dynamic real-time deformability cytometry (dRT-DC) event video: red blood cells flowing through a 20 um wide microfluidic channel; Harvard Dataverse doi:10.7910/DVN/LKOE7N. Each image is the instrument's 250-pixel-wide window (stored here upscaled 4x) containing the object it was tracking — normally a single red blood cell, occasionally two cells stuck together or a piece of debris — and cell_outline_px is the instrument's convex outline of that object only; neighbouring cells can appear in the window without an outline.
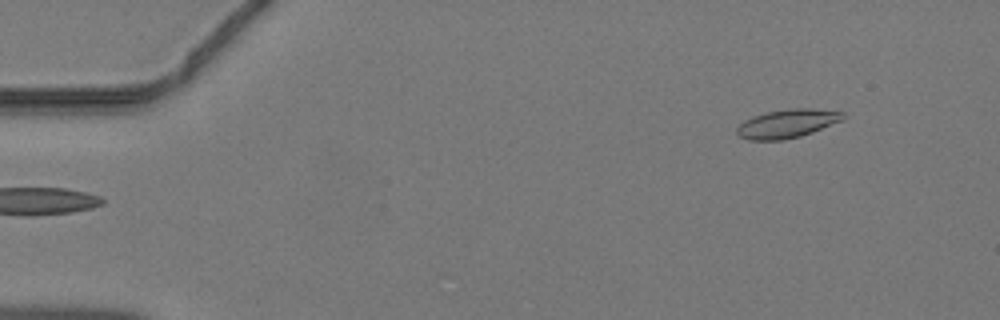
{"species": "common noctule bat (a hibernating species)", "species_latin": "Nyctalus noctula", "temperature_condition": "warm", "stored_images_in_passage": 42, "camera_frame_rate_fps": 3000, "um_per_image_px": 0.085, "animal": {"sex": "male", "body_mass_g": 19.2, "forearm_length_mm": 51.8}, "frame": {"image": 1, "passage_image": 1, "time_ms": 0.0, "image_size_px": [1000, 320], "cell_outline_px": [[848, 116], [844, 120], [812, 132], [800, 136], [784, 140], [748, 140], [736, 136], [736, 128], [744, 120], [752, 116], [764, 112], [792, 108], [812, 108], [844, 112]], "centroid_in_image_um": [66.91, 10.5], "position_along_channel_um": 18.1, "area_um2": 18.03}}
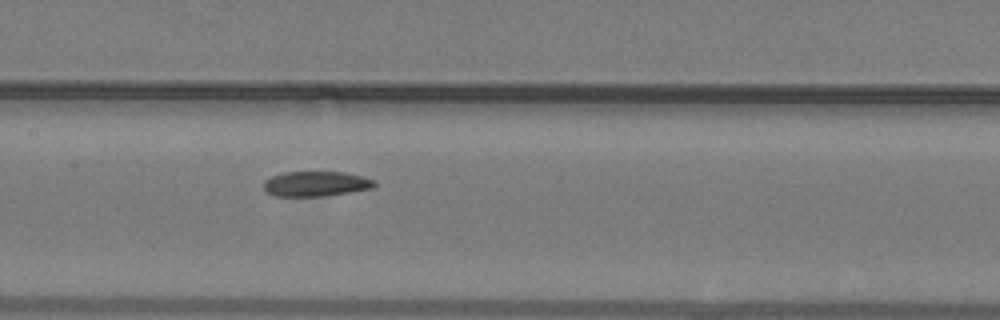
{"frame": {"image": 2, "passage_image": 19, "time_ms": 6.0, "image_size_px": [1000, 320], "cell_outline_px": [[376, 184], [372, 188], [328, 196], [276, 196], [268, 192], [264, 188], [264, 180], [272, 176], [284, 172], [344, 172], [364, 176], [376, 180]], "centroid_in_image_um": [26.89, 15.62], "position_along_channel_um": 180.5, "area_um2": 16.24}}
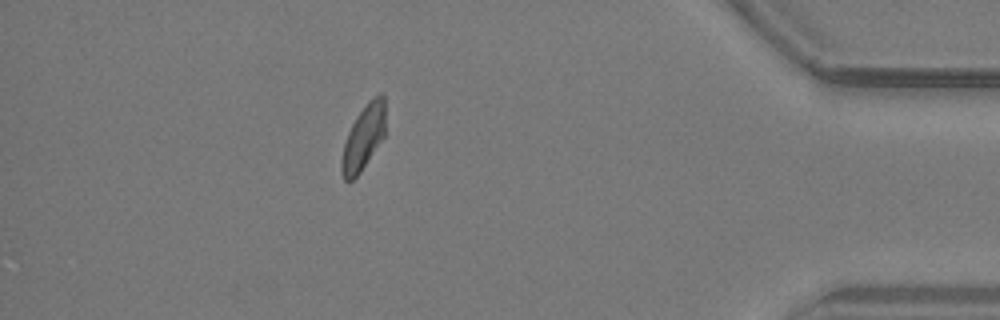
{"frame": {"image": 3, "passage_image": 37, "time_ms": 12.0, "image_size_px": [1000, 320], "cell_outline_px": [[384, 136], [360, 172], [352, 180], [344, 180], [340, 172], [340, 160], [344, 144], [348, 132], [356, 116], [368, 100], [372, 96], [380, 92], [384, 92]], "centroid_in_image_um": [30.87, 11.66], "position_along_channel_um": 404.3, "area_um2": 16.53}}